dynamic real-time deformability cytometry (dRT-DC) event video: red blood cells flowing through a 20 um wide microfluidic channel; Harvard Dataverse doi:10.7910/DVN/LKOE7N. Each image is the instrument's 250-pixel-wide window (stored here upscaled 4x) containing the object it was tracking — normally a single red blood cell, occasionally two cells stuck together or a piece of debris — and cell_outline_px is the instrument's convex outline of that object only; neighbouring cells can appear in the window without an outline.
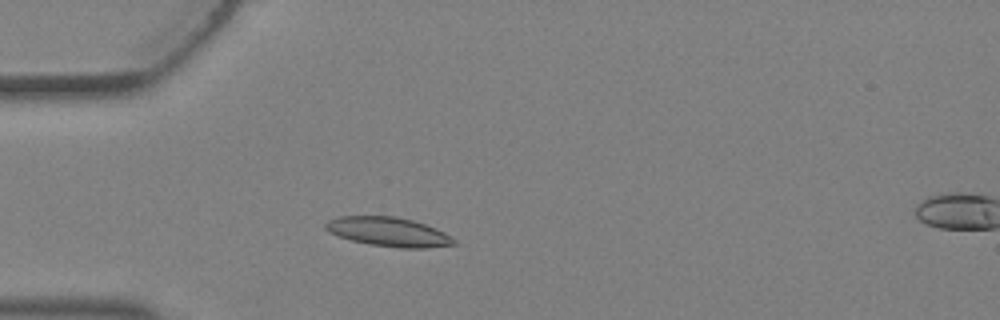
{"species": "Egyptian fruit bat (a non-hibernating species)", "species_latin": "Rousettus aegyptiacus", "temperature_condition": "warm", "stored_images_in_passage": 4, "camera_frame_rate_fps": 3000, "um_per_image_px": 0.085, "animal": {"sex": "female"}, "frame": {"image": 1, "passage_image": 3, "time_ms": 0.667, "image_size_px": [1000, 320], "cell_outline_px": [[456, 244], [428, 248], [400, 248], [372, 244], [352, 240], [328, 232], [324, 228], [324, 224], [328, 220], [340, 216], [392, 216], [412, 220], [436, 228], [444, 232], [456, 240]], "centroid_in_image_um": [33.02, 19.7], "position_along_channel_um": 52.0, "area_um2": 21.68}}